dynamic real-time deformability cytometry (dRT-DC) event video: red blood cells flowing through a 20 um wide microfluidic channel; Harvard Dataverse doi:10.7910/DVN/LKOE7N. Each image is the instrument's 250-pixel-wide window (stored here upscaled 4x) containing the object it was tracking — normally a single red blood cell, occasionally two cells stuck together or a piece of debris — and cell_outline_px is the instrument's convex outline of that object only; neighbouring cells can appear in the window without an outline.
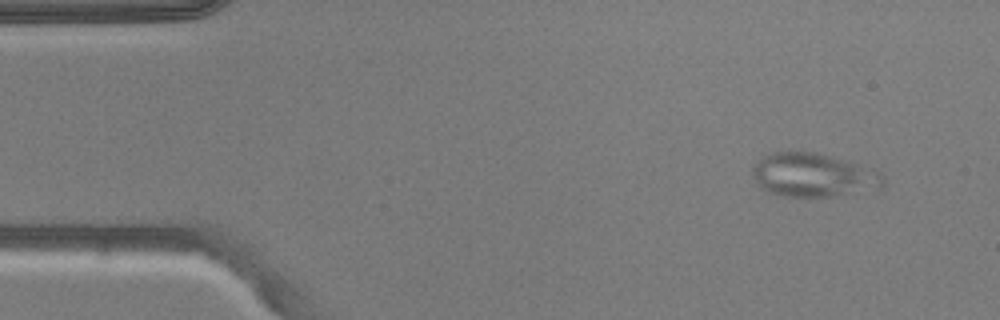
{"species": "common noctule bat (a hibernating species)", "species_latin": "Nyctalus noctula", "temperature_condition": "warm", "stored_images_in_passage": 3, "camera_frame_rate_fps": 3000, "um_per_image_px": 0.085, "animal": {"sex": "male", "body_mass_g": 20.5, "forearm_length_mm": 52.5}, "frame": {"image": 1, "passage_image": 2, "time_ms": 0.333, "image_size_px": [1000, 320], "cell_outline_px": [[884, 184], [880, 188], [832, 196], [780, 196], [760, 188], [752, 176], [752, 164], [756, 160], [772, 152], [800, 148], [816, 152], [876, 168], [884, 176]], "centroid_in_image_um": [69.09, 14.83], "position_along_channel_um": 15.9, "area_um2": 34.16}}